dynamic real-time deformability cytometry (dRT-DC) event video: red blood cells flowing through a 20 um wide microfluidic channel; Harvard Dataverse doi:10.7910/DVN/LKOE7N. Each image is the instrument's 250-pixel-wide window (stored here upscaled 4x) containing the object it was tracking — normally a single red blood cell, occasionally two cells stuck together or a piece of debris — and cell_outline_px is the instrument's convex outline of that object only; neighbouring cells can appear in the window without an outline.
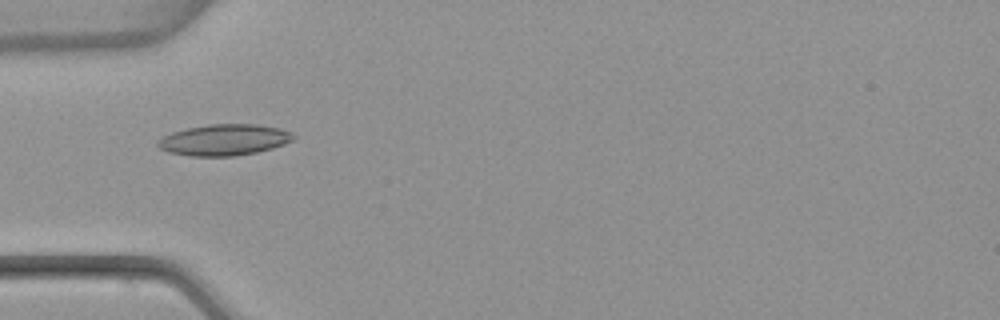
{"species": "common noctule bat (a hibernating species)", "species_latin": "Nyctalus noctula", "temperature_condition": "warm", "stored_images_in_passage": 5, "camera_frame_rate_fps": 3000, "um_per_image_px": 0.085, "animal": {"sex": "female", "body_mass_g": 22.7, "forearm_length_mm": 54.2}, "frame": {"image": 1, "passage_image": 3, "time_ms": 0.667, "image_size_px": [1000, 320], "cell_outline_px": [[296, 136], [292, 140], [284, 144], [272, 148], [256, 152], [236, 156], [192, 156], [168, 152], [160, 148], [156, 144], [156, 140], [172, 132], [188, 128], [208, 124], [256, 124], [280, 128], [292, 132]], "centroid_in_image_um": [19.06, 11.88], "position_along_channel_um": 65.9, "area_um2": 24.68}}
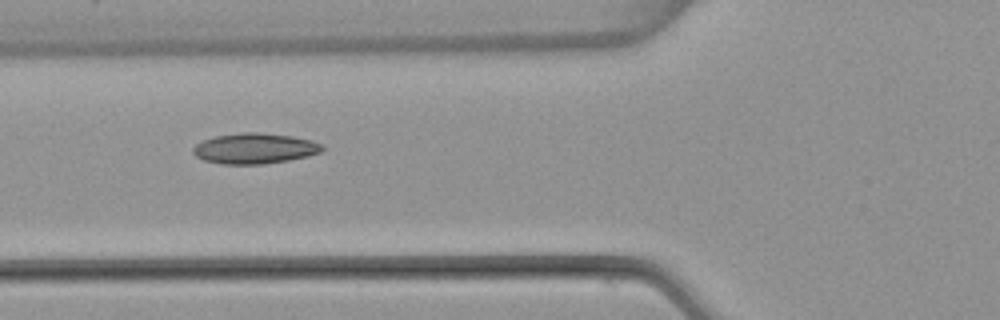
{"frame": {"image": 2, "passage_image": 4, "time_ms": 1.0, "image_size_px": [1000, 320], "cell_outline_px": [[324, 148], [320, 152], [308, 156], [288, 160], [264, 164], [220, 164], [204, 160], [196, 156], [192, 152], [192, 148], [196, 144], [204, 140], [216, 136], [244, 132], [256, 132], [292, 136], [312, 140], [324, 144]], "centroid_in_image_um": [21.66, 12.62], "position_along_channel_um": 104.1, "area_um2": 23.0}}
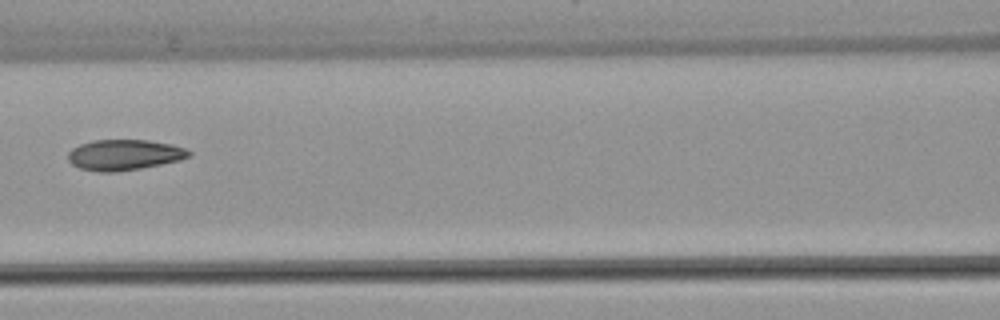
{"frame": {"image": 3, "passage_image": 5, "time_ms": 1.333, "image_size_px": [1000, 320], "cell_outline_px": [[192, 156], [180, 160], [140, 168], [116, 172], [100, 172], [80, 168], [72, 164], [68, 160], [68, 152], [72, 148], [80, 144], [92, 140], [148, 140], [172, 144], [184, 148], [192, 152]], "centroid_in_image_um": [10.56, 13.16], "position_along_channel_um": 156.0, "area_um2": 21.62}}